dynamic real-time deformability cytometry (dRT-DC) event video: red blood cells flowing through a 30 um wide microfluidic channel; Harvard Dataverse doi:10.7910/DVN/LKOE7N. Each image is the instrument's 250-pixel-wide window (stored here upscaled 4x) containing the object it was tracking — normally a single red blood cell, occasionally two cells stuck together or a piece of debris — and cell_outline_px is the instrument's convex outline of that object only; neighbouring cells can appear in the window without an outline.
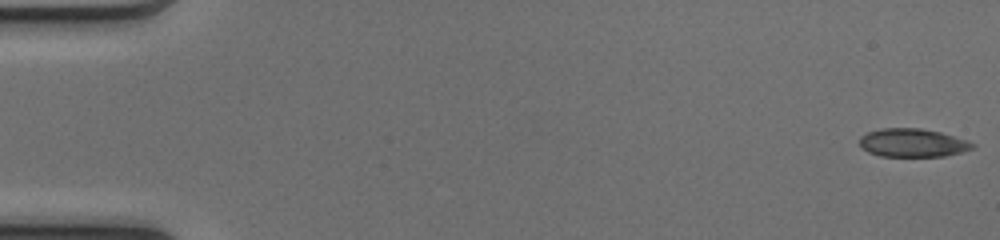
{"species": "common noctule bat (a hibernating species)", "species_latin": "Nyctalus noctula", "temperature_condition": "cold", "stored_images_in_passage": 50, "camera_frame_rate_fps": 3000, "um_per_image_px": 0.085, "animal": {"sex": "female", "body_mass_g": 17.0, "forearm_length_mm": 48.0}, "frame": {"image": 1, "passage_image": 1, "time_ms": 0.0, "image_size_px": [1000, 240], "cell_outline_px": [[976, 148], [944, 156], [880, 156], [868, 152], [860, 148], [860, 136], [868, 132], [880, 128], [920, 128], [940, 132], [968, 140], [976, 144]], "centroid_in_image_um": [77.58, 12.14], "position_along_channel_um": 7.4, "area_um2": 18.79}}
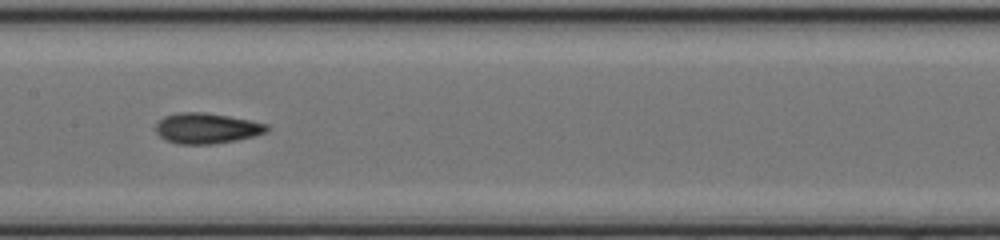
{"frame": {"image": 2, "passage_image": 26, "time_ms": 8.333, "image_size_px": [1000, 240], "cell_outline_px": [[268, 132], [256, 136], [236, 140], [212, 144], [180, 144], [164, 140], [156, 132], [156, 124], [164, 116], [180, 112], [204, 112], [228, 116], [268, 124]], "centroid_in_image_um": [17.57, 10.91], "position_along_channel_um": 189.8, "area_um2": 19.77}}
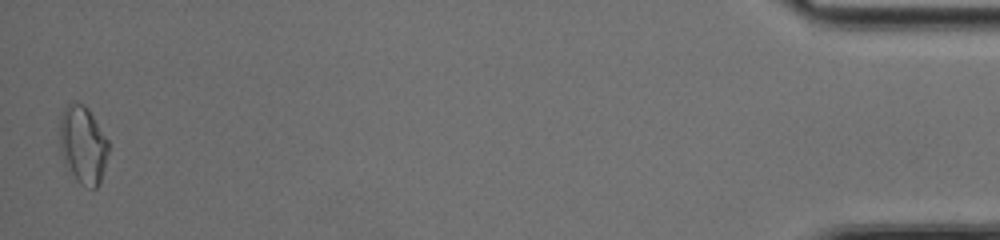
{"frame": {"image": 3, "passage_image": 50, "time_ms": 16.333, "image_size_px": [1000, 240], "cell_outline_px": [[108, 152], [100, 184], [96, 188], [92, 188], [80, 184], [76, 180], [64, 164], [60, 148], [60, 120], [64, 108], [68, 104], [76, 100], [84, 104], [88, 108], [108, 140]], "centroid_in_image_um": [7.04, 12.3], "position_along_channel_um": 428.2, "area_um2": 22.2}, "authors_computed_cell_mechanics": {"area_um2": 18.9584, "velocity_mm_per_s": 4.1557, "shape_relaxation_time_tau1_ms": 5.7383, "shape_relaxation_time_tau2_ms": 2.8048, "deformation_change_tau1": 0.1754, "deformation_change_tau2": 0.0954}}